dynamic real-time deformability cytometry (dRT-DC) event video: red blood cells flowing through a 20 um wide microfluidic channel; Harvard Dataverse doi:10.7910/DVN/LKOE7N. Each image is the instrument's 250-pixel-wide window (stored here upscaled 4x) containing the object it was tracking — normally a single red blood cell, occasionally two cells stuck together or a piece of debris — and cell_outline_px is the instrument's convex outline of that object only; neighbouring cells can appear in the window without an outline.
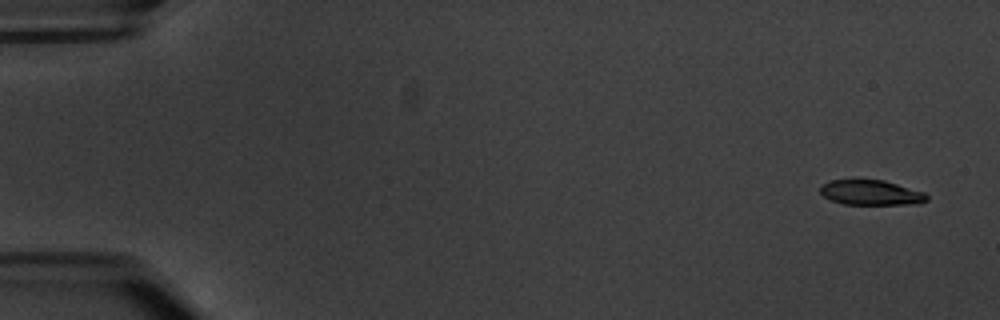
{"species": "common noctule bat (a hibernating species)", "species_latin": "Nyctalus noctula", "temperature_condition": "warm", "stored_images_in_passage": 6, "camera_frame_rate_fps": 3000, "um_per_image_px": 0.085, "animal": {"sex": "male", "body_mass_g": 20.1, "forearm_length_mm": 53.5}, "frame": {"image": 1, "passage_image": 1, "time_ms": 0.0, "image_size_px": [1000, 320], "cell_outline_px": [[928, 200], [920, 204], [844, 204], [832, 200], [824, 196], [820, 192], [820, 188], [824, 184], [832, 180], [884, 180], [924, 192], [928, 196]], "centroid_in_image_um": [74.08, 16.38], "position_along_channel_um": 10.9, "area_um2": 15.37}}
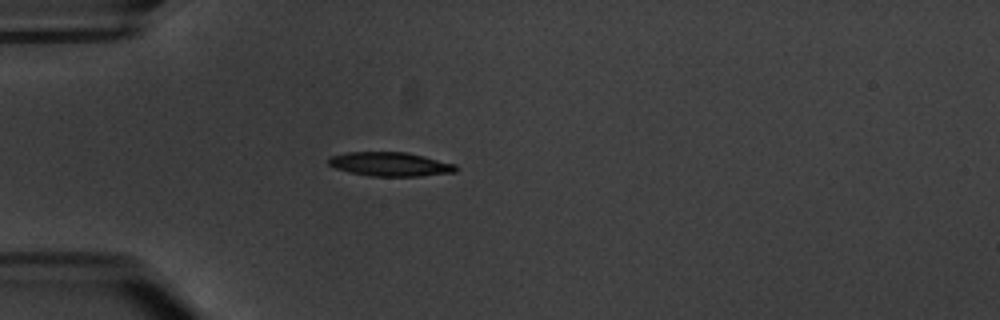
{"frame": {"image": 2, "passage_image": 5, "time_ms": 5.0, "image_size_px": [1000, 320], "cell_outline_px": [[460, 168], [456, 172], [420, 176], [368, 176], [348, 172], [336, 168], [328, 164], [328, 160], [332, 156], [344, 152], [404, 152], [424, 156], [456, 164]], "centroid_in_image_um": [33.19, 13.96], "position_along_channel_um": 51.8, "area_um2": 17.92}}